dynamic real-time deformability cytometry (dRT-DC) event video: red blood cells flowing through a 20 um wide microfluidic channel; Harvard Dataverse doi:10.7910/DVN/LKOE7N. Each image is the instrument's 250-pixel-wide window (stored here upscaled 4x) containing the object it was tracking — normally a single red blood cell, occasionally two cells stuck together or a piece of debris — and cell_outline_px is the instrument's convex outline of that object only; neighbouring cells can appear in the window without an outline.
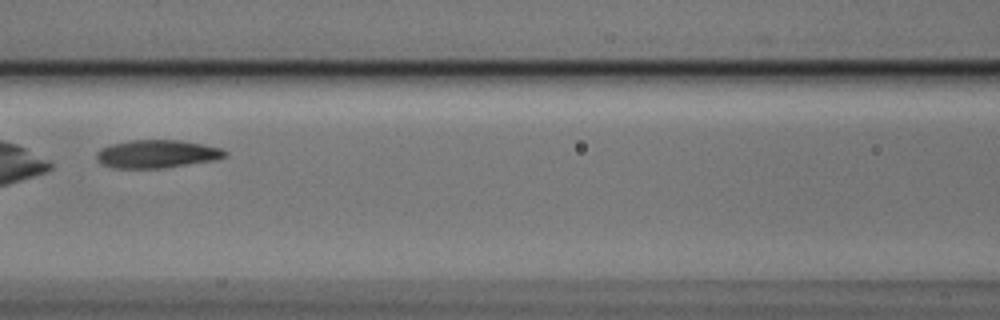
{"species": "Egyptian fruit bat (a non-hibernating species)", "species_latin": "Rousettus aegyptiacus", "temperature_condition": "cold", "stored_images_in_passage": 10, "camera_frame_rate_fps": 3000, "um_per_image_px": 0.085, "animal": {"sex": "male"}, "frame": {"image": 1, "passage_image": 7, "time_ms": 2.0, "image_size_px": [1000, 320], "cell_outline_px": [[228, 152], [224, 156], [212, 160], [164, 168], [112, 168], [96, 160], [96, 152], [100, 148], [112, 144], [128, 140], [180, 140], [204, 144], [220, 148]], "centroid_in_image_um": [13.29, 13.08], "position_along_channel_um": 153.3, "area_um2": 20.92}}
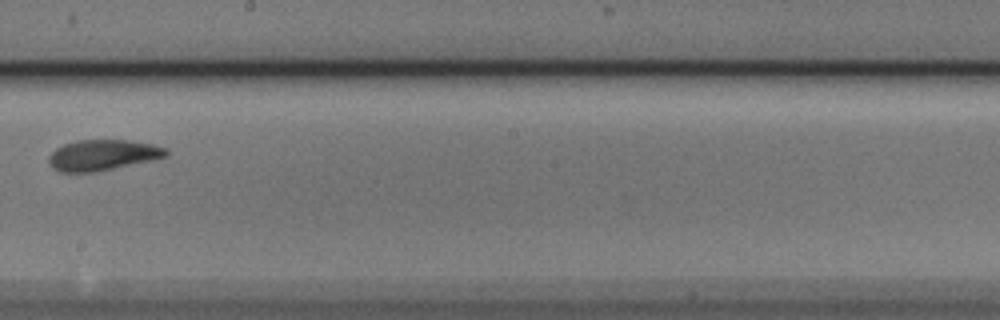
{"frame": {"image": 2, "passage_image": 9, "time_ms": 2.667, "image_size_px": [1000, 320], "cell_outline_px": [[168, 156], [152, 160], [96, 172], [60, 172], [52, 168], [48, 164], [48, 156], [56, 148], [64, 144], [76, 140], [128, 140], [152, 144], [168, 148]], "centroid_in_image_um": [8.71, 13.18], "position_along_channel_um": 239.5, "area_um2": 21.15}}
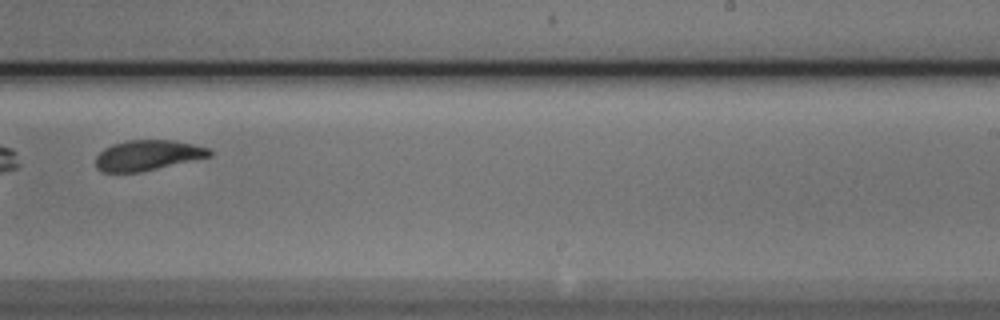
{"frame": {"image": 3, "passage_image": 10, "time_ms": 3.0, "image_size_px": [1000, 320], "cell_outline_px": [[212, 156], [140, 172], [104, 172], [96, 168], [96, 156], [104, 148], [112, 144], [128, 140], [172, 140], [192, 144], [208, 148], [212, 152]], "centroid_in_image_um": [12.54, 13.2], "position_along_channel_um": 276.5, "area_um2": 20.0}}